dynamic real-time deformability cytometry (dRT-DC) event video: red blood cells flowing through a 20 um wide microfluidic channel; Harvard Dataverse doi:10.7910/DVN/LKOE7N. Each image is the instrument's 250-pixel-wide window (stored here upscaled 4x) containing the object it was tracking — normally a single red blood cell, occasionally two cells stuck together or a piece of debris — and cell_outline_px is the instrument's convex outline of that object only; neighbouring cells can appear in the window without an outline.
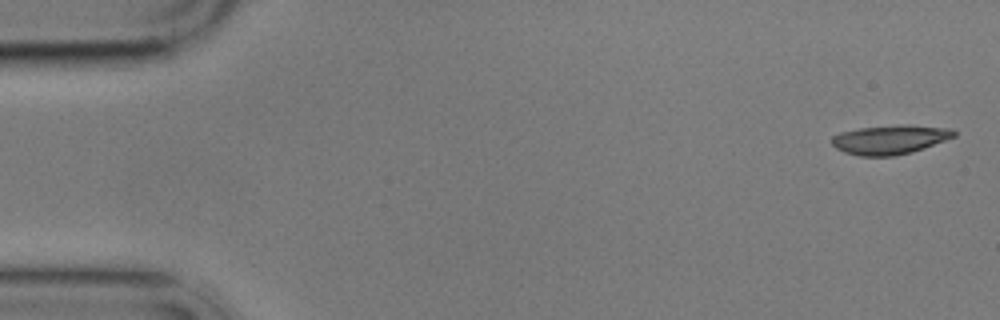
{"species": "common noctule bat (a hibernating species)", "species_latin": "Nyctalus noctula", "temperature_condition": "cold", "stored_images_in_passage": 6, "camera_frame_rate_fps": 3000, "um_per_image_px": 0.085, "animal": {"sex": "male", "body_mass_g": 17.9}, "frame": {"image": 1, "passage_image": 1, "time_ms": 0.0, "image_size_px": [1000, 320], "cell_outline_px": [[956, 136], [912, 152], [892, 156], [860, 156], [844, 152], [836, 148], [832, 144], [832, 136], [840, 132], [860, 128], [900, 124], [908, 124], [952, 128], [956, 132]], "centroid_in_image_um": [75.66, 11.85], "position_along_channel_um": 9.3, "area_um2": 20.87}}